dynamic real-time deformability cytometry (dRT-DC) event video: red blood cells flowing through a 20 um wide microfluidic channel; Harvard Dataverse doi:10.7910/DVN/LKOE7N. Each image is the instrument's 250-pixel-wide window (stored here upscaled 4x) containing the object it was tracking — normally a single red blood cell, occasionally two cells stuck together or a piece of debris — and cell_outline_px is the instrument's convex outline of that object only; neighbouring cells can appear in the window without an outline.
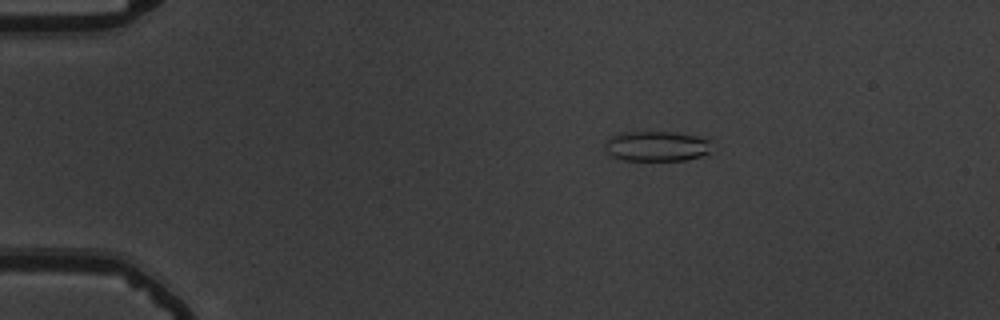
{"species": "common noctule bat (a hibernating species)", "species_latin": "Nyctalus noctula", "temperature_condition": "warm", "stored_images_in_passage": 45, "camera_frame_rate_fps": 3000, "um_per_image_px": 0.085, "animal": {"sex": "male", "body_mass_g": 19.5, "forearm_length_mm": 54.6}, "frame": {"image": 1, "passage_image": 1, "time_ms": 0.0, "image_size_px": [1000, 320], "cell_outline_px": [[708, 152], [700, 156], [684, 160], [624, 160], [612, 156], [604, 148], [604, 144], [612, 136], [624, 132], [676, 132], [708, 140]], "centroid_in_image_um": [55.74, 12.43], "position_along_channel_um": 29.3, "area_um2": 18.26}}
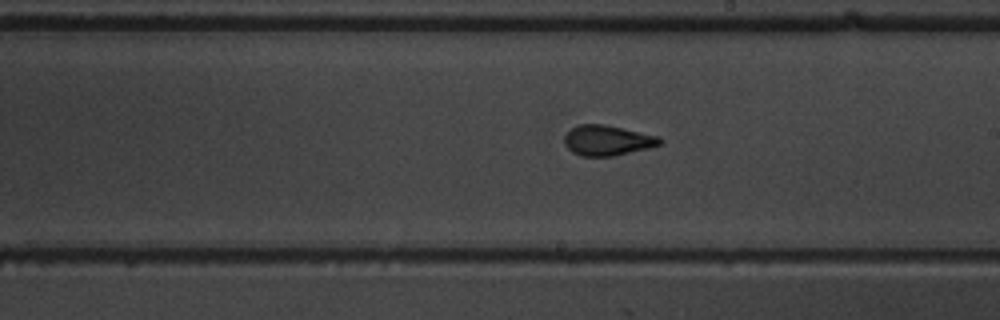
{"frame": {"image": 2, "passage_image": 23, "time_ms": 7.333, "image_size_px": [1000, 320], "cell_outline_px": [[664, 140], [660, 144], [648, 148], [612, 156], [580, 156], [572, 152], [564, 144], [564, 136], [572, 128], [580, 124], [604, 124], [660, 136]], "centroid_in_image_um": [51.63, 11.93], "position_along_channel_um": 237.4, "area_um2": 16.82}}
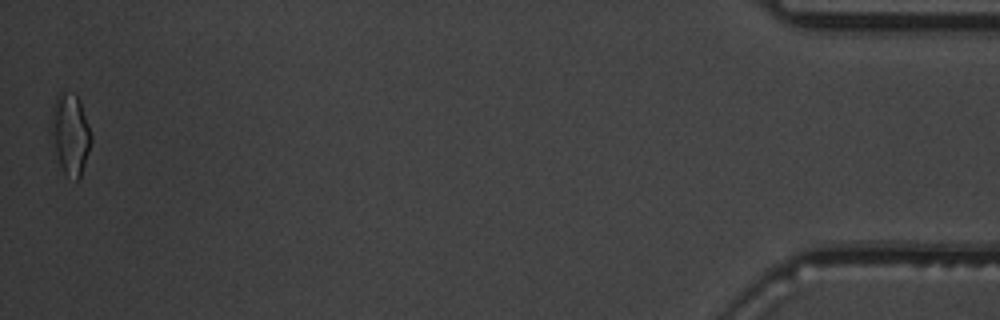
{"frame": {"image": 3, "passage_image": 45, "time_ms": 14.667, "image_size_px": [1000, 320], "cell_outline_px": [[92, 140], [80, 176], [76, 180], [64, 172], [60, 164], [48, 128], [52, 104], [56, 96], [60, 92], [76, 92], [80, 100], [92, 136]], "centroid_in_image_um": [5.94, 11.29], "position_along_channel_um": 429.3, "area_um2": 19.02}, "authors_computed_cell_mechanics": {"area_um2": 16.9354, "velocity_mm_per_s": 3.7828, "shape_relaxation_time_tau1_ms": 6.2764, "shape_relaxation_time_tau2_ms": 1.0387, "deformation_change_tau1": 0.1929, "deformation_change_tau2": 0.0763}}